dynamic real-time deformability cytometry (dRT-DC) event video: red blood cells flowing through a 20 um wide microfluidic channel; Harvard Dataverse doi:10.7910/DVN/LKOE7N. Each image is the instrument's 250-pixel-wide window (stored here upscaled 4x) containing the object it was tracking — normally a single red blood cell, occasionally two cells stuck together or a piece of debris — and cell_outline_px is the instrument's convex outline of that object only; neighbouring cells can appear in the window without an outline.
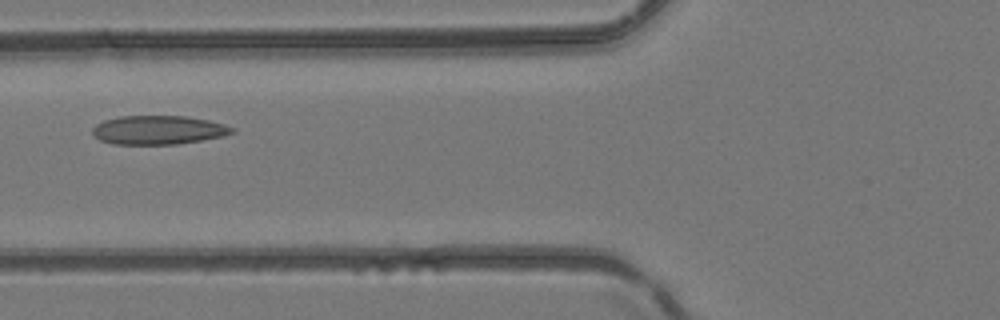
{"species": "common noctule bat (a hibernating species)", "species_latin": "Nyctalus noctula", "temperature_condition": "room temperature", "stored_images_in_passage": 2, "camera_frame_rate_fps": 3000, "um_per_image_px": 0.085, "animal": {"sex": "female", "body_mass_g": 24.6, "forearm_length_mm": 56.2}, "frame": {"image": 1, "passage_image": 2, "time_ms": 0.333, "image_size_px": [1000, 320], "cell_outline_px": [[236, 132], [224, 136], [176, 144], [112, 144], [100, 140], [92, 132], [92, 128], [96, 124], [104, 120], [120, 116], [184, 116], [208, 120], [224, 124], [236, 128]], "centroid_in_image_um": [13.48, 11.05], "position_along_channel_um": 112.3, "area_um2": 23.47}}